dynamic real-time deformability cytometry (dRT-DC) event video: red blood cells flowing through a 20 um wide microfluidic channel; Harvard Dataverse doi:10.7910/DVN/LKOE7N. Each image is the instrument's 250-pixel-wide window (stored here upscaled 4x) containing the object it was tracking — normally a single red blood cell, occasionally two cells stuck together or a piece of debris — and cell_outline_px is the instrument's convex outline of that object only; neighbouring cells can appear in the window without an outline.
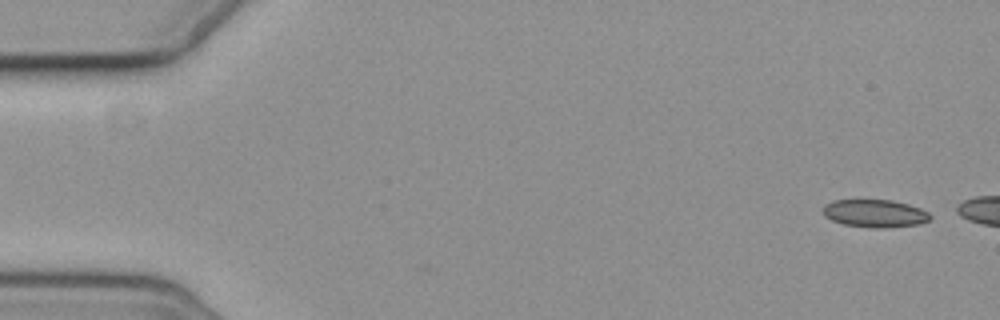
{"species": "common noctule bat (a hibernating species)", "species_latin": "Nyctalus noctula", "temperature_condition": "cold", "stored_images_in_passage": 4, "camera_frame_rate_fps": 3000, "um_per_image_px": 0.085, "animal": {"sex": "female", "body_mass_g": 19.3, "forearm_length_mm": 54.1}, "frame": {"image": 1, "passage_image": 1, "time_ms": 0.0, "image_size_px": [1000, 320], "cell_outline_px": [[932, 216], [928, 220], [916, 224], [880, 228], [872, 228], [844, 224], [832, 220], [824, 216], [824, 204], [832, 200], [892, 200], [908, 204], [920, 208], [928, 212]], "centroid_in_image_um": [74.34, 18.13], "position_along_channel_um": 10.7, "area_um2": 17.17}}